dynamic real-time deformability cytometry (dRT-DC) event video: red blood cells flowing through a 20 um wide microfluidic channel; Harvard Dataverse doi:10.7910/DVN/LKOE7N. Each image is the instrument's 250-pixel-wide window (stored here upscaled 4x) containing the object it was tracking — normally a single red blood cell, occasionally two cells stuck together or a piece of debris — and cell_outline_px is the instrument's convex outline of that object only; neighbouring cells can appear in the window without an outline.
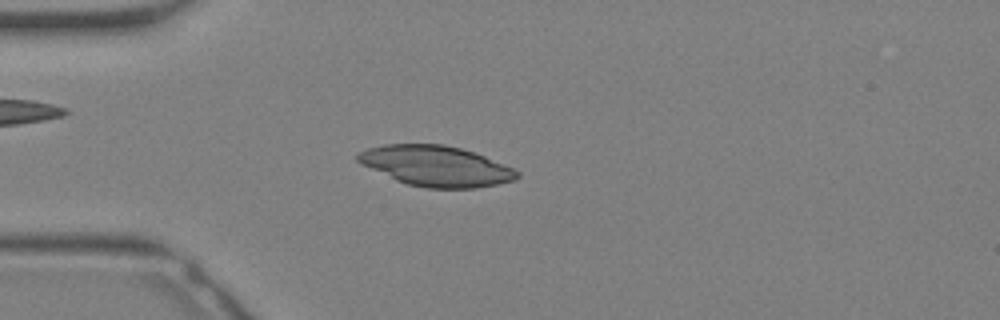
{"species": "Egyptian fruit bat (a non-hibernating species)", "species_latin": "Rousettus aegyptiacus", "temperature_condition": "warm", "stored_images_in_passage": 10, "camera_frame_rate_fps": 3000, "um_per_image_px": 0.085, "animal": {"sex": "female"}, "frame": {"image": 1, "passage_image": 5, "time_ms": 1.333, "image_size_px": [1000, 320], "cell_outline_px": [[520, 176], [516, 180], [476, 188], [428, 188], [408, 184], [396, 180], [360, 164], [356, 160], [356, 156], [360, 152], [368, 148], [384, 144], [444, 144], [460, 148], [484, 156], [512, 168], [520, 172]], "centroid_in_image_um": [37.05, 14.11], "position_along_channel_um": 48.0, "area_um2": 37.34}}
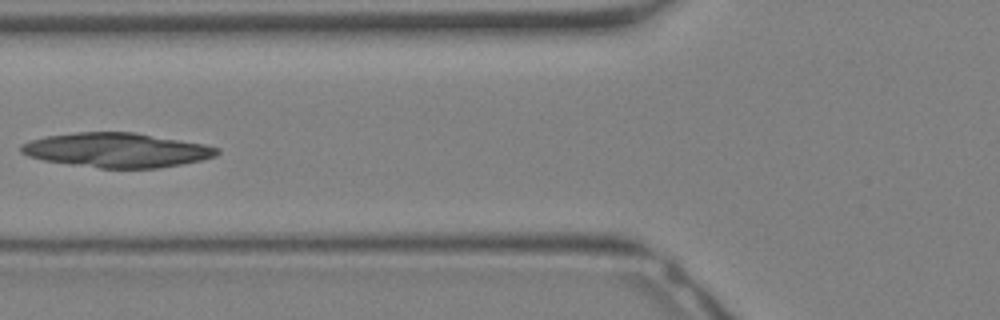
{"frame": {"image": 2, "passage_image": 9, "time_ms": 2.667, "image_size_px": [1000, 320], "cell_outline_px": [[220, 152], [216, 156], [200, 160], [160, 168], [100, 168], [44, 160], [28, 156], [20, 152], [20, 144], [28, 140], [44, 136], [76, 132], [136, 132], [204, 144], [220, 148]], "centroid_in_image_um": [9.91, 12.75], "position_along_channel_um": 115.9, "area_um2": 39.42}}